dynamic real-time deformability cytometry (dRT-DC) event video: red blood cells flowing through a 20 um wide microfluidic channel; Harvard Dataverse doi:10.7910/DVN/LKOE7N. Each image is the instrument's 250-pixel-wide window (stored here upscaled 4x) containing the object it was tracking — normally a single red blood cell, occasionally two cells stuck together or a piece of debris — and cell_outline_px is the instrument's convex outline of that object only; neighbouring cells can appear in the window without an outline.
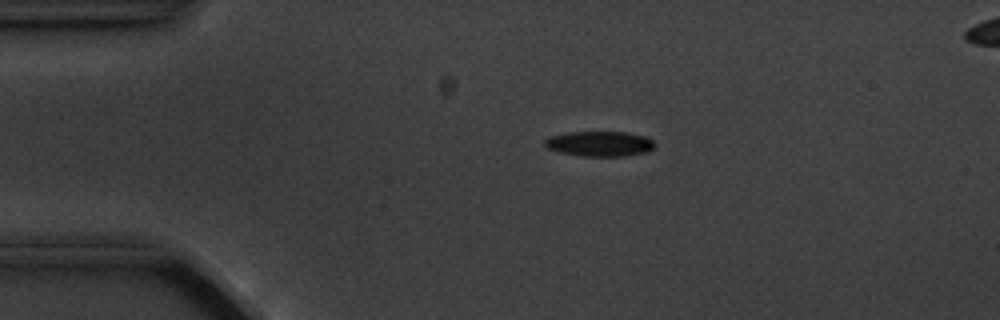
{"species": "common noctule bat (a hibernating species)", "species_latin": "Nyctalus noctula", "temperature_condition": "cold", "stored_images_in_passage": 6, "camera_frame_rate_fps": 3000, "um_per_image_px": 0.085, "animal": {"sex": "male", "body_mass_g": 20.1, "forearm_length_mm": 53.5}, "frame": {"image": 1, "passage_image": 4, "time_ms": 3.667, "image_size_px": [1000, 320], "cell_outline_px": [[656, 144], [648, 152], [624, 156], [580, 156], [560, 152], [548, 148], [544, 144], [544, 140], [548, 136], [568, 132], [624, 132], [644, 136], [652, 140]], "centroid_in_image_um": [50.95, 12.22], "position_along_channel_um": 34.0, "area_um2": 16.13}}